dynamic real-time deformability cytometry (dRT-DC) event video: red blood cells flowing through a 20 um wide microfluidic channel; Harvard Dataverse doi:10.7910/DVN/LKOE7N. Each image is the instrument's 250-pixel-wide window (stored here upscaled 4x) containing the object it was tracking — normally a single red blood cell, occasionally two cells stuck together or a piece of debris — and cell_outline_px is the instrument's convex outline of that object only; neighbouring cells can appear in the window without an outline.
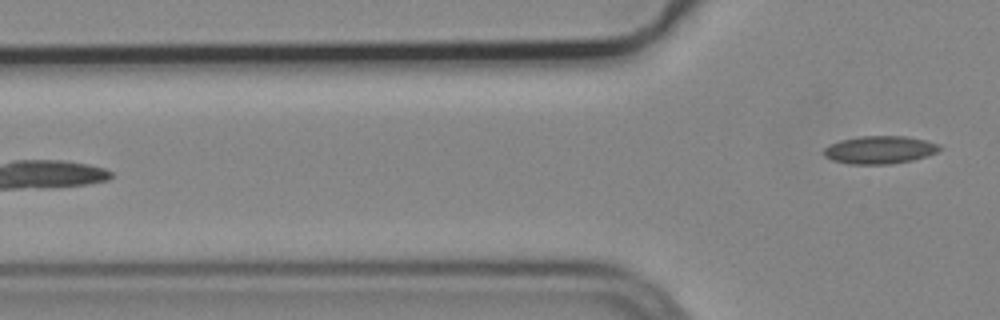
{"species": "common noctule bat (a hibernating species)", "species_latin": "Nyctalus noctula", "temperature_condition": "cold", "stored_images_in_passage": 5, "camera_frame_rate_fps": 3000, "um_per_image_px": 0.085, "animal": {"sex": "male", "body_mass_g": 19.2, "forearm_length_mm": 51.8}, "frame": {"image": 1, "passage_image": 5, "time_ms": 1.333, "image_size_px": [1000, 320], "cell_outline_px": [[940, 148], [936, 152], [928, 156], [912, 160], [888, 164], [848, 164], [832, 160], [824, 156], [820, 152], [828, 144], [840, 140], [860, 136], [904, 136], [924, 140], [940, 144]], "centroid_in_image_um": [74.71, 12.74], "position_along_channel_um": 51.1, "area_um2": 18.9}}